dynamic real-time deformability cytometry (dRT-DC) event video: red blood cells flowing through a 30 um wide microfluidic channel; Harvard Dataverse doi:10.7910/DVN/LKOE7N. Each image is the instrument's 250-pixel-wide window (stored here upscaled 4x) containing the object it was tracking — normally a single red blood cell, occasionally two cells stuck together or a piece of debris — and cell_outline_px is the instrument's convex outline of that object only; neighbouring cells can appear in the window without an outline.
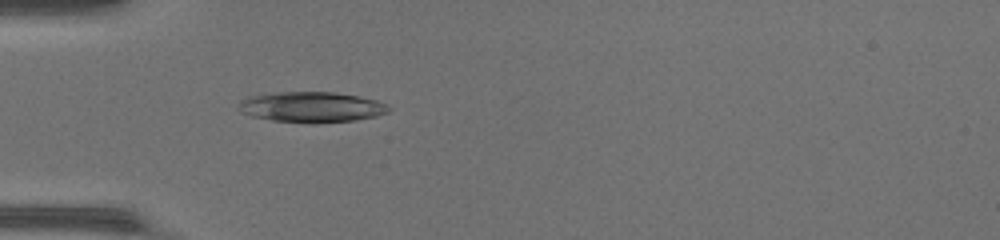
{"species": "common noctule bat (a hibernating species)", "species_latin": "Nyctalus noctula", "temperature_condition": "warm", "stored_images_in_passage": 35, "camera_frame_rate_fps": 3000, "um_per_image_px": 0.085, "animal": {"sex": "female", "body_mass_g": 17.0, "forearm_length_mm": 48.0}, "frame": {"image": 1, "passage_image": 3, "time_ms": 0.667, "image_size_px": [1000, 240], "cell_outline_px": [[392, 108], [388, 112], [376, 116], [356, 120], [312, 124], [308, 124], [272, 120], [252, 116], [240, 112], [240, 100], [252, 96], [276, 92], [332, 92], [360, 96], [376, 100], [388, 104]], "centroid_in_image_um": [26.53, 9.11], "position_along_channel_um": 58.5, "area_um2": 26.88}}
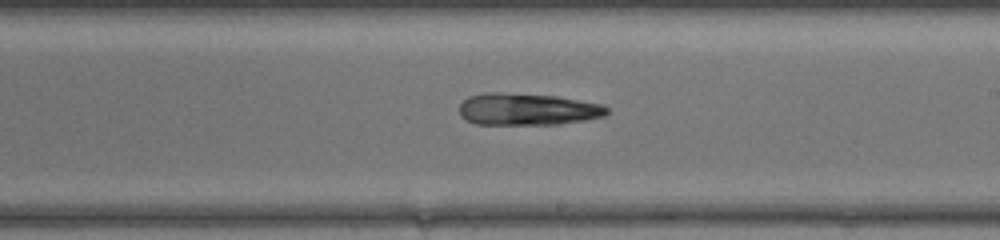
{"frame": {"image": 2, "passage_image": 16, "time_ms": 5.0, "image_size_px": [1000, 240], "cell_outline_px": [[608, 112], [604, 116], [584, 120], [560, 124], [476, 124], [460, 116], [460, 104], [468, 96], [484, 92], [500, 92], [556, 96], [600, 104], [608, 108]], "centroid_in_image_um": [44.8, 9.28], "position_along_channel_um": 244.2, "area_um2": 27.4}}
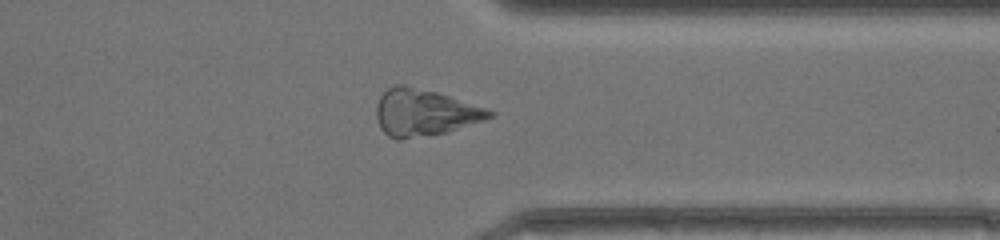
{"frame": {"image": 3, "passage_image": 25, "time_ms": 8.0, "image_size_px": [1000, 240], "cell_outline_px": [[496, 112], [492, 116], [484, 120], [444, 132], [400, 140], [396, 140], [388, 136], [380, 128], [376, 116], [376, 104], [380, 96], [392, 84], [404, 84], [436, 92]], "centroid_in_image_um": [36.0, 9.56], "position_along_channel_um": 375.4, "area_um2": 30.4}, "authors_computed_cell_mechanics": {"area_um2": 28.033, "velocity_mm_per_s": 4.4404, "shape_relaxation_time_tau1_ms": null, "shape_relaxation_time_tau2_ms": 6.9975, "deformation_change_tau1": null, "deformation_change_tau2": 0.188}}